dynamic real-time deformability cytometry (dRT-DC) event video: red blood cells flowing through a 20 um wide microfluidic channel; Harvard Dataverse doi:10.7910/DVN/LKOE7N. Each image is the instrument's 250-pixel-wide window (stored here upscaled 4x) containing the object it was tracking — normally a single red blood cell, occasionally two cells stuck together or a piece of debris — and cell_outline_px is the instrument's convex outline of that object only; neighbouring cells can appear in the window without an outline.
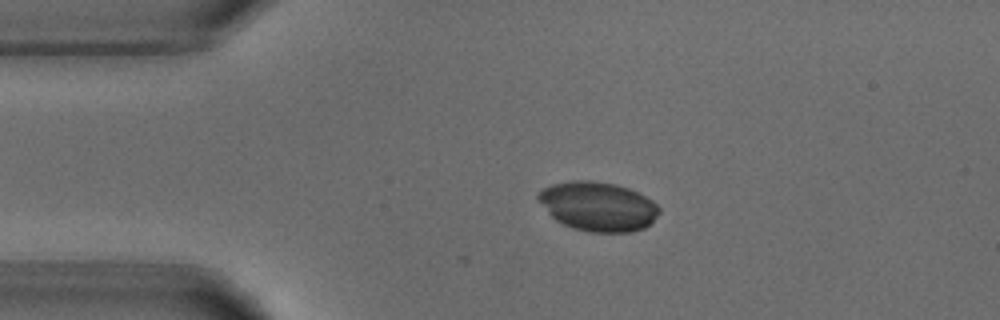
{"species": "common noctule bat (a hibernating species)", "species_latin": "Nyctalus noctula", "temperature_condition": "warm", "stored_images_in_passage": 3, "camera_frame_rate_fps": 3000, "um_per_image_px": 0.085, "animal": {"sex": "male", "body_mass_g": 18.8}, "frame": {"image": 1, "passage_image": 2, "time_ms": 1.333, "image_size_px": [1000, 320], "cell_outline_px": [[660, 212], [644, 228], [632, 232], [588, 232], [572, 228], [556, 220], [536, 200], [536, 192], [552, 184], [572, 180], [592, 180], [616, 184], [628, 188], [652, 200], [660, 208]], "centroid_in_image_um": [50.79, 17.53], "position_along_channel_um": 34.2, "area_um2": 34.8}}